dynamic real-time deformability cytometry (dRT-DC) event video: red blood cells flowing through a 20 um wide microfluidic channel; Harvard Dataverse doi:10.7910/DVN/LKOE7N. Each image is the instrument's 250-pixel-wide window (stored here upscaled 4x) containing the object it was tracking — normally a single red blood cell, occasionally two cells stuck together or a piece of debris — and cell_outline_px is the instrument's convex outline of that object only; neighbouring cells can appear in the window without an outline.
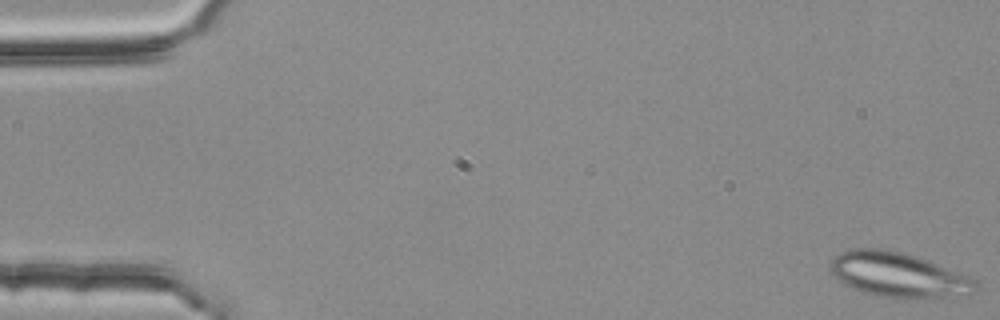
{"species": "common noctule bat (a hibernating species)", "species_latin": "Nyctalus noctula", "temperature_condition": "room temperature", "stored_images_in_passage": 4, "camera_frame_rate_fps": 3000, "um_per_image_px": 0.085, "animal": {"sex": "female", "body_mass_g": 25.1}, "frame": {"image": 1, "passage_image": 1, "time_ms": 0.0, "image_size_px": [1000, 320], "cell_outline_px": [[976, 292], [968, 296], [884, 296], [864, 292], [844, 284], [832, 272], [832, 260], [840, 252], [848, 248], [884, 248], [904, 252], [928, 260], [976, 280]], "centroid_in_image_um": [76.36, 23.31], "position_along_channel_um": 8.6, "area_um2": 36.93}}